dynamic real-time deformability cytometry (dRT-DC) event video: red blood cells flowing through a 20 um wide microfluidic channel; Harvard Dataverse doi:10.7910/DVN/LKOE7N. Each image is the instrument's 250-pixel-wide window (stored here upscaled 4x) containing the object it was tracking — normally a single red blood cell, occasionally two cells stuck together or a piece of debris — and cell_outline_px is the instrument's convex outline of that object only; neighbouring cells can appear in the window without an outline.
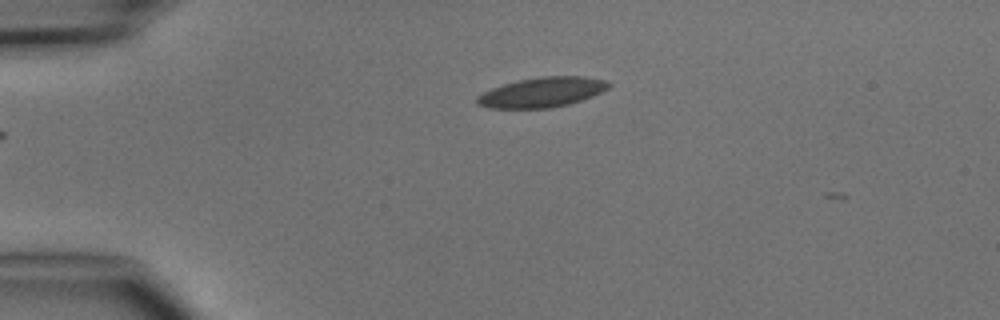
{"species": "common noctule bat (a hibernating species)", "species_latin": "Nyctalus noctula", "temperature_condition": "cold", "stored_images_in_passage": 7, "camera_frame_rate_fps": 3000, "um_per_image_px": 0.085, "animal": {"sex": "male", "body_mass_g": 15.6}, "frame": {"image": 1, "passage_image": 7, "time_ms": 7.0, "image_size_px": [1000, 320], "cell_outline_px": [[612, 84], [608, 88], [592, 96], [568, 104], [548, 108], [488, 108], [476, 104], [476, 96], [492, 88], [516, 80], [540, 76], [584, 76], [608, 80]], "centroid_in_image_um": [46.07, 7.83], "position_along_channel_um": 38.9, "area_um2": 23.0}}